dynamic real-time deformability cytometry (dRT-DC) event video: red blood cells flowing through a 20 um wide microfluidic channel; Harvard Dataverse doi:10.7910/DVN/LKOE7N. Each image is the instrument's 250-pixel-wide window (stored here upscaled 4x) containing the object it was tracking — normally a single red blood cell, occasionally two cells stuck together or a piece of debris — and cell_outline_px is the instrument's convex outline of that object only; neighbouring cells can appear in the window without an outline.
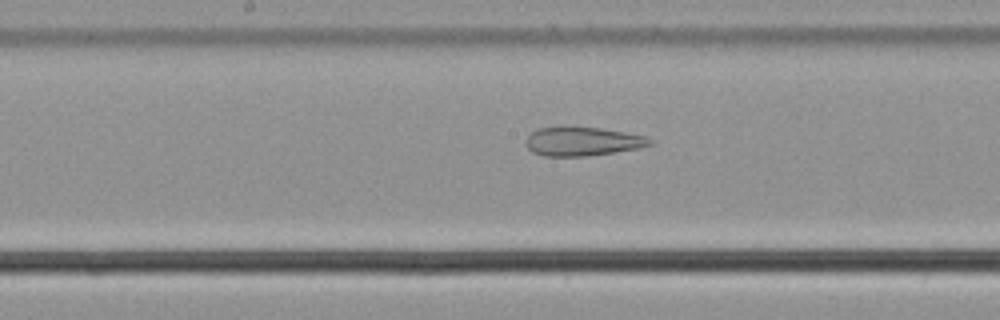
{"species": "common noctule bat (a hibernating species)", "species_latin": "Nyctalus noctula", "temperature_condition": "cold", "stored_images_in_passage": 56, "camera_frame_rate_fps": 3000, "um_per_image_px": 0.085, "animal": {"sex": "male", "body_mass_g": 21.5, "forearm_length_mm": 52.0}, "frame": {"image": 1, "passage_image": 29, "time_ms": 9.333, "image_size_px": [1000, 320], "cell_outline_px": [[652, 144], [640, 148], [584, 156], [544, 156], [532, 152], [528, 148], [528, 136], [536, 128], [564, 124], [572, 124], [600, 128], [648, 136], [652, 140]], "centroid_in_image_um": [49.5, 11.97], "position_along_channel_um": 198.7, "area_um2": 21.39}}
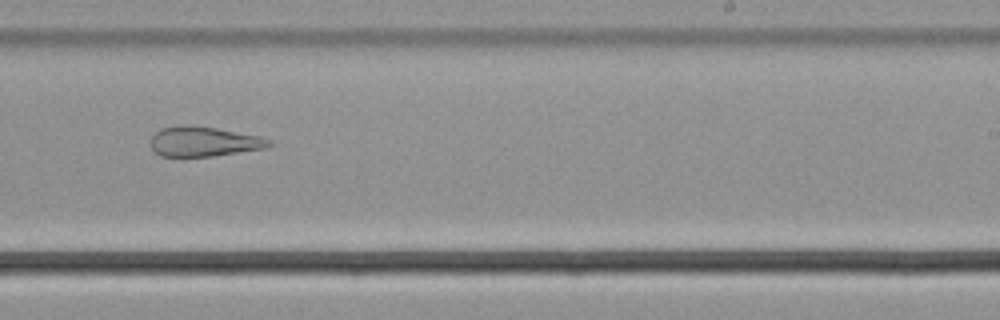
{"frame": {"image": 2, "passage_image": 35, "time_ms": 11.333, "image_size_px": [1000, 320], "cell_outline_px": [[276, 144], [264, 148], [212, 156], [160, 156], [152, 148], [152, 136], [160, 128], [192, 124], [216, 128], [260, 136], [272, 140]], "centroid_in_image_um": [17.36, 12.02], "position_along_channel_um": 271.6, "area_um2": 20.52}}
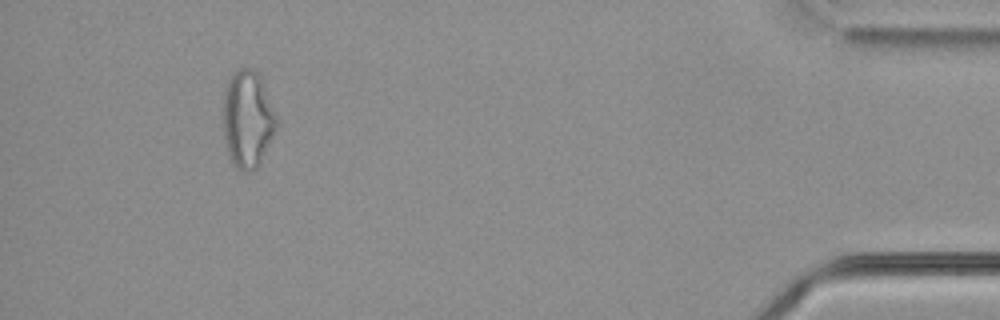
{"frame": {"image": 3, "passage_image": 52, "time_ms": 17.0, "image_size_px": [1000, 320], "cell_outline_px": [[276, 128], [260, 164], [256, 168], [244, 172], [240, 172], [236, 168], [228, 156], [224, 140], [220, 116], [220, 112], [224, 88], [232, 72], [236, 68], [244, 64], [252, 68], [260, 76], [276, 116]], "centroid_in_image_um": [20.96, 10.09], "position_along_channel_um": 414.2, "area_um2": 31.21}, "authors_computed_cell_mechanics": {"area_um2": 27.9174, "velocity_mm_per_s": 3.6671, "shape_relaxation_time_tau1_ms": null, "shape_relaxation_time_tau2_ms": 2.9214, "deformation_change_tau1": null, "deformation_change_tau2": 0.1393}}